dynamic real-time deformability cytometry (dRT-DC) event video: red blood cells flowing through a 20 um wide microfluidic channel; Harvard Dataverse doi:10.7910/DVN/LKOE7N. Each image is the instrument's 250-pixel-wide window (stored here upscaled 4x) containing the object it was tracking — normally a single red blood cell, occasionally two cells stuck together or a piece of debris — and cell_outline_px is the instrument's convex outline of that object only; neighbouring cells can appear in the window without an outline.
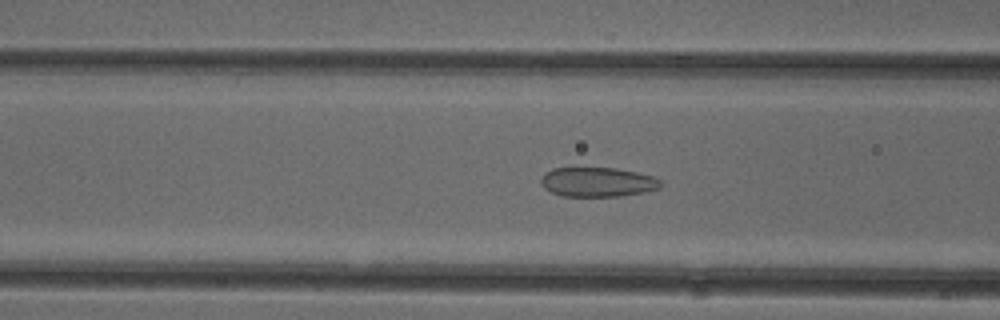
{"species": "common noctule bat (a hibernating species)", "species_latin": "Nyctalus noctula", "temperature_condition": "cold", "stored_images_in_passage": 52, "camera_frame_rate_fps": 3000, "um_per_image_px": 0.085, "animal": {"sex": "female"}, "frame": {"image": 1, "passage_image": 20, "time_ms": 6.333, "image_size_px": [1000, 320], "cell_outline_px": [[660, 188], [644, 192], [620, 196], [564, 196], [552, 192], [544, 188], [540, 184], [540, 180], [544, 172], [552, 168], [616, 168], [636, 172], [652, 176], [660, 180]], "centroid_in_image_um": [50.76, 15.47], "position_along_channel_um": 115.8, "area_um2": 20.52}}
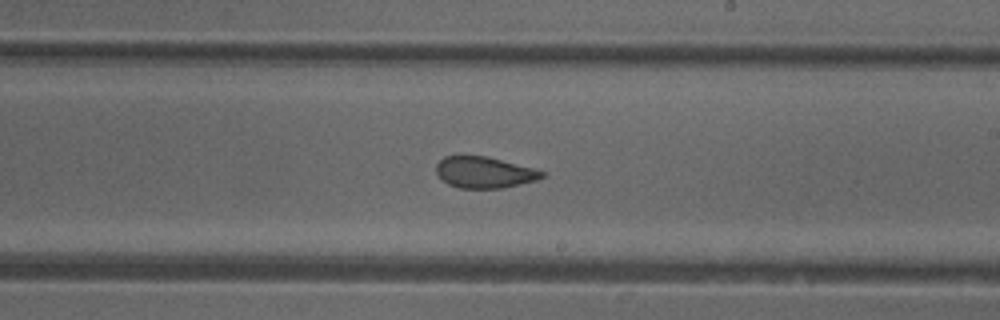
{"frame": {"image": 2, "passage_image": 30, "time_ms": 9.667, "image_size_px": [1000, 320], "cell_outline_px": [[544, 176], [536, 180], [504, 188], [460, 188], [448, 184], [436, 172], [436, 164], [444, 156], [488, 156], [532, 168], [544, 172]], "centroid_in_image_um": [41.15, 14.65], "position_along_channel_um": 247.8, "area_um2": 19.07}}
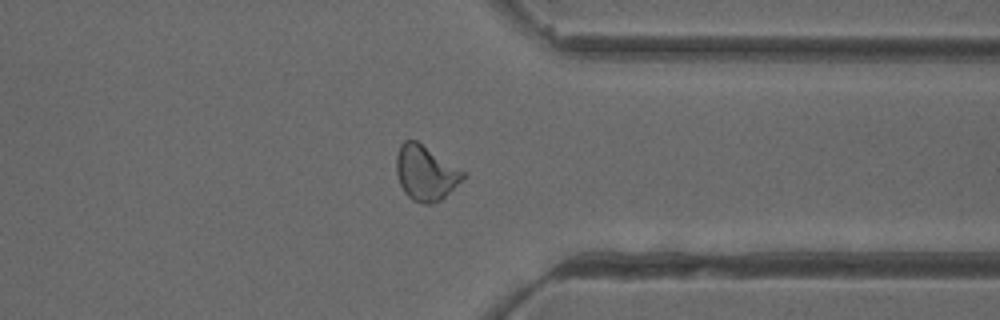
{"frame": {"image": 3, "passage_image": 40, "time_ms": 13.0, "image_size_px": [1000, 320], "cell_outline_px": [[464, 176], [440, 200], [432, 204], [424, 204], [412, 200], [404, 192], [400, 184], [396, 172], [396, 156], [400, 144], [404, 140], [416, 140], [464, 172]], "centroid_in_image_um": [36.1, 14.7], "position_along_channel_um": 375.3, "area_um2": 20.81}, "authors_computed_cell_mechanics": {"area_um2": 21.4149, "velocity_mm_per_s": 3.953, "shape_relaxation_time_tau1_ms": null, "shape_relaxation_time_tau2_ms": 1.2245, "deformation_change_tau1": null, "deformation_change_tau2": 0.0778}}